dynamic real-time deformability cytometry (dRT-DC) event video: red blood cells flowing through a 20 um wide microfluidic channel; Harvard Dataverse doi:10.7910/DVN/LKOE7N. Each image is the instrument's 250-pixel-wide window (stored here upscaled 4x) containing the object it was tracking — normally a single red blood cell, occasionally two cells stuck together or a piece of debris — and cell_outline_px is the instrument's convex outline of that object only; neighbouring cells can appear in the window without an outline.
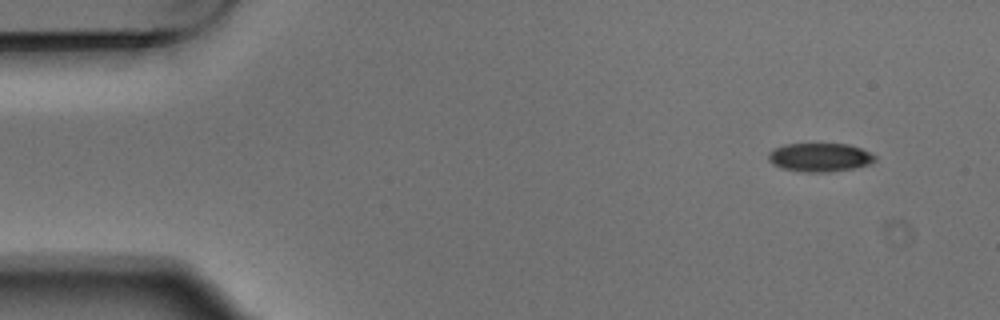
{"species": "Egyptian fruit bat (a non-hibernating species)", "species_latin": "Rousettus aegyptiacus", "temperature_condition": "warm", "stored_images_in_passage": 4, "camera_frame_rate_fps": 3000, "um_per_image_px": 0.085, "animal": {"sex": "male"}, "frame": {"image": 1, "passage_image": 1, "time_ms": 0.0, "image_size_px": [1000, 320], "cell_outline_px": [[876, 160], [872, 164], [856, 168], [828, 172], [804, 172], [784, 168], [772, 164], [768, 160], [768, 152], [772, 148], [784, 144], [848, 144], [872, 152], [876, 156]], "centroid_in_image_um": [69.71, 13.37], "position_along_channel_um": 15.3, "area_um2": 18.03}}
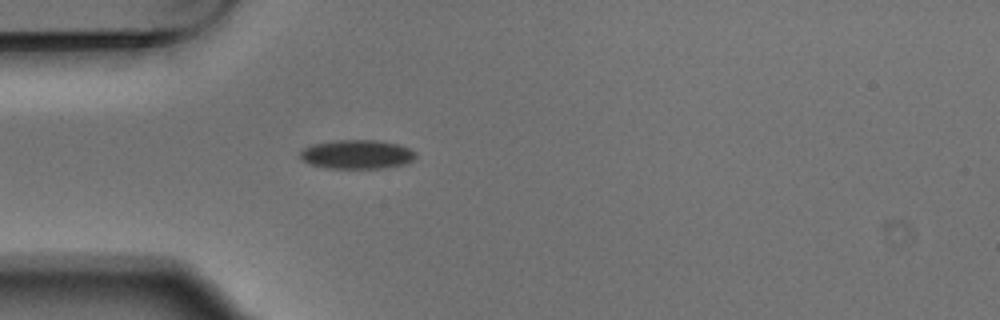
{"frame": {"image": 2, "passage_image": 4, "time_ms": 1.0, "image_size_px": [1000, 320], "cell_outline_px": [[416, 156], [412, 160], [404, 164], [384, 168], [324, 168], [308, 164], [300, 160], [300, 152], [304, 148], [312, 144], [336, 140], [376, 140], [396, 144], [408, 148], [416, 152]], "centroid_in_image_um": [30.29, 13.13], "position_along_channel_um": 54.7, "area_um2": 19.59}}